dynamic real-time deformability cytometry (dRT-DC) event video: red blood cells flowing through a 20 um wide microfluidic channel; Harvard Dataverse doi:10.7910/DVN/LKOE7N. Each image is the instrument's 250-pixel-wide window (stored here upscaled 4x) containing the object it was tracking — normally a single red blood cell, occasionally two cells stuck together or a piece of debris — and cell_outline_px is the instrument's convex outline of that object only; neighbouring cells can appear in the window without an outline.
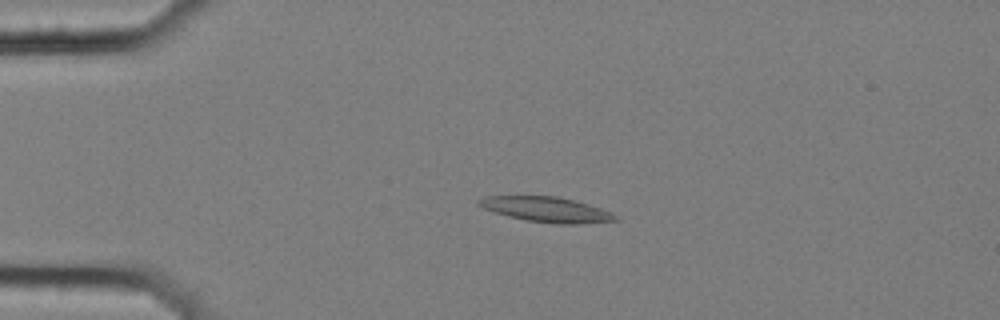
{"species": "common noctule bat (a hibernating species)", "species_latin": "Nyctalus noctula", "temperature_condition": "cold", "stored_images_in_passage": 6, "camera_frame_rate_fps": 3000, "um_per_image_px": 0.085, "animal": {"sex": "female", "body_mass_g": 25.1}, "frame": {"image": 1, "passage_image": 5, "time_ms": 1.333, "image_size_px": [1000, 320], "cell_outline_px": [[620, 220], [580, 224], [556, 224], [528, 220], [508, 216], [484, 208], [476, 204], [476, 200], [484, 196], [556, 196], [588, 204], [612, 212]], "centroid_in_image_um": [46.45, 17.8], "position_along_channel_um": 38.5, "area_um2": 19.88}}